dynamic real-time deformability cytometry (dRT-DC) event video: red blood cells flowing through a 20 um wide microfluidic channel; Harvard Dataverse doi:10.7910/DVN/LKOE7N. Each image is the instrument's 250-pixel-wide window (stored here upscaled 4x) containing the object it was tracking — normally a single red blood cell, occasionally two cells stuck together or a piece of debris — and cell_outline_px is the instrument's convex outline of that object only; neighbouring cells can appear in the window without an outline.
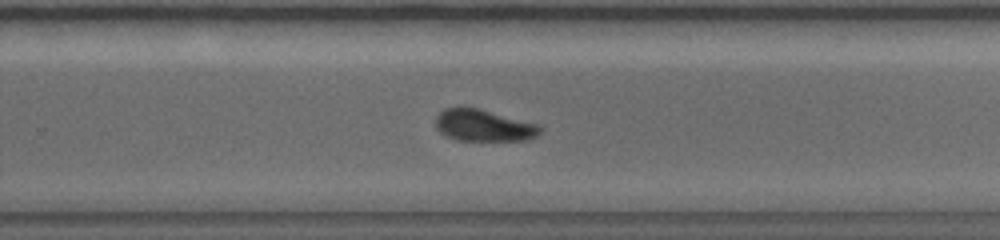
{"species": "common noctule bat (a hibernating species)", "species_latin": "Nyctalus noctula", "temperature_condition": "warm", "stored_images_in_passage": 36, "camera_frame_rate_fps": 5000, "um_per_image_px": 0.085, "animal": {"sex": "female", "body_mass_g": 19.0, "forearm_length_mm": 56.7}, "frame": {"image": 1, "passage_image": 26, "time_ms": 9.4, "image_size_px": [1000, 240], "cell_outline_px": [[544, 128], [536, 136], [528, 140], [456, 140], [440, 132], [436, 128], [436, 116], [444, 108], [456, 104], [460, 104], [480, 108], [540, 124]], "centroid_in_image_um": [41.1, 10.61], "position_along_channel_um": 288.7, "area_um2": 20.0}, "authors_computed_cell_mechanics": {"area_um2": 20.1722, "velocity_mm_per_s": 3.7343, "shape_relaxation_time_tau1_ms": 4.5264, "shape_relaxation_time_tau2_ms": 9.5361, "deformation_change_tau1": 0.157, "deformation_change_tau2": 0.1777}}